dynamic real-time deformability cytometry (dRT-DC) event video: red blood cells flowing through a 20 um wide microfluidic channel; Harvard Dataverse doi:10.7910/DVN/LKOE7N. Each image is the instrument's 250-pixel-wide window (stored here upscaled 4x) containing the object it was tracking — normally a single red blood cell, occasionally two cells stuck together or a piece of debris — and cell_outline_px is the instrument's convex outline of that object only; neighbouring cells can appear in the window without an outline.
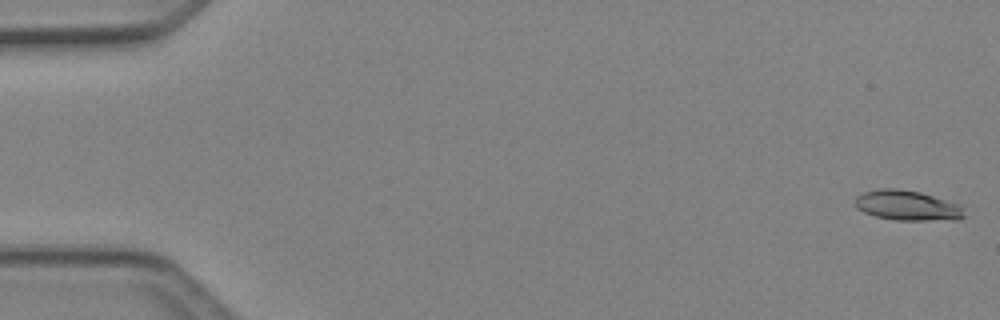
{"species": "Egyptian fruit bat (a non-hibernating species)", "species_latin": "Rousettus aegyptiacus", "temperature_condition": "cold", "stored_images_in_passage": 48, "camera_frame_rate_fps": 3000, "um_per_image_px": 0.085, "animal": {"sex": "female"}, "frame": {"image": 1, "passage_image": 1, "time_ms": 0.0, "image_size_px": [1000, 320], "cell_outline_px": [[964, 216], [960, 220], [896, 220], [876, 216], [864, 212], [856, 208], [856, 196], [864, 192], [880, 188], [896, 188], [920, 192], [956, 204], [960, 208]], "centroid_in_image_um": [77.07, 17.47], "position_along_channel_um": 7.9, "area_um2": 18.79}}
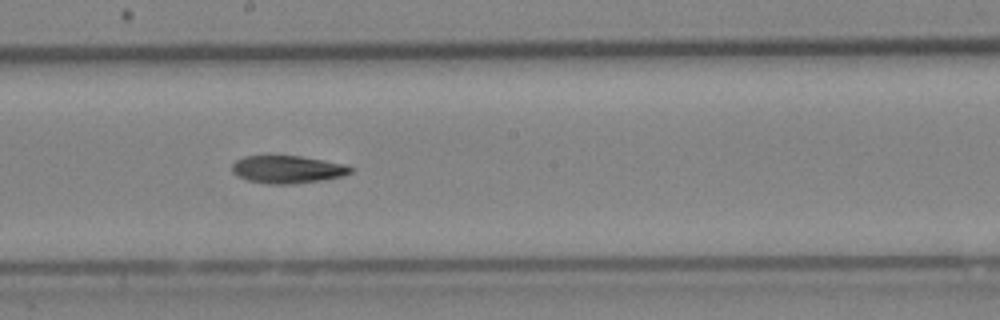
{"frame": {"image": 2, "passage_image": 27, "time_ms": 8.667, "image_size_px": [1000, 320], "cell_outline_px": [[356, 168], [352, 172], [344, 176], [324, 180], [292, 184], [268, 184], [248, 180], [232, 172], [232, 164], [236, 160], [244, 156], [300, 156], [348, 164]], "centroid_in_image_um": [24.52, 14.4], "position_along_channel_um": 223.7, "area_um2": 19.31}}
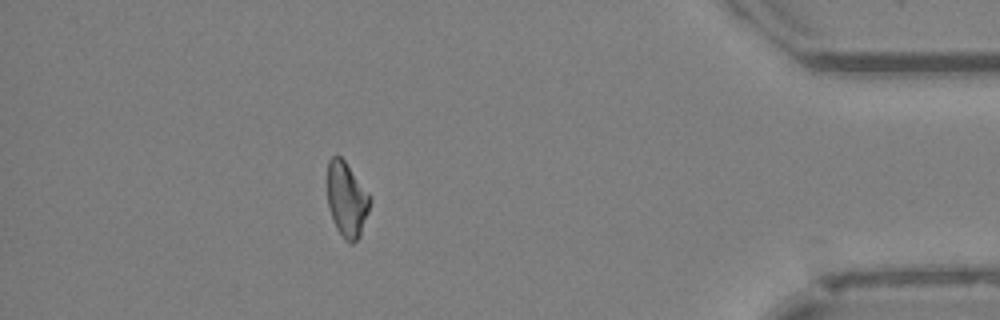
{"frame": {"image": 3, "passage_image": 43, "time_ms": 14.0, "image_size_px": [1000, 320], "cell_outline_px": [[372, 200], [360, 236], [352, 244], [348, 244], [344, 240], [336, 228], [332, 220], [328, 204], [328, 160], [332, 156], [340, 156], [344, 160], [368, 192]], "centroid_in_image_um": [29.48, 16.99], "position_along_channel_um": 405.7, "area_um2": 18.61}, "authors_computed_cell_mechanics": {"area_um2": 19.1607, "velocity_mm_per_s": 4.265, "shape_relaxation_time_tau1_ms": 9.4978, "shape_relaxation_time_tau2_ms": null, "deformation_change_tau1": 0.1897, "deformation_change_tau2": null}}